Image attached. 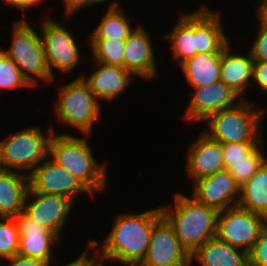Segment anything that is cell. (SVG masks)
<instances>
[{
	"instance_id": "cell-1",
	"label": "cell",
	"mask_w": 267,
	"mask_h": 266,
	"mask_svg": "<svg viewBox=\"0 0 267 266\" xmlns=\"http://www.w3.org/2000/svg\"><path fill=\"white\" fill-rule=\"evenodd\" d=\"M220 13L203 4L200 10L183 13L165 39L172 41L173 57L180 65L197 53L222 52L229 44L222 29Z\"/></svg>"
},
{
	"instance_id": "cell-2",
	"label": "cell",
	"mask_w": 267,
	"mask_h": 266,
	"mask_svg": "<svg viewBox=\"0 0 267 266\" xmlns=\"http://www.w3.org/2000/svg\"><path fill=\"white\" fill-rule=\"evenodd\" d=\"M162 217L161 207L139 214H117L104 248L99 252L102 262L111 259L125 265L140 264L149 247L152 229Z\"/></svg>"
},
{
	"instance_id": "cell-3",
	"label": "cell",
	"mask_w": 267,
	"mask_h": 266,
	"mask_svg": "<svg viewBox=\"0 0 267 266\" xmlns=\"http://www.w3.org/2000/svg\"><path fill=\"white\" fill-rule=\"evenodd\" d=\"M175 207H161L173 226L181 246L191 256L201 245L216 236L219 211L181 193L175 194ZM170 213V211H172Z\"/></svg>"
},
{
	"instance_id": "cell-4",
	"label": "cell",
	"mask_w": 267,
	"mask_h": 266,
	"mask_svg": "<svg viewBox=\"0 0 267 266\" xmlns=\"http://www.w3.org/2000/svg\"><path fill=\"white\" fill-rule=\"evenodd\" d=\"M86 137L79 138L69 134L51 136L49 157L69 171L94 195L106 187V164H97Z\"/></svg>"
},
{
	"instance_id": "cell-5",
	"label": "cell",
	"mask_w": 267,
	"mask_h": 266,
	"mask_svg": "<svg viewBox=\"0 0 267 266\" xmlns=\"http://www.w3.org/2000/svg\"><path fill=\"white\" fill-rule=\"evenodd\" d=\"M238 102L233 107L211 114L204 121L210 127L204 133L220 143L262 142L260 122L266 111L256 109L254 103L245 99Z\"/></svg>"
},
{
	"instance_id": "cell-6",
	"label": "cell",
	"mask_w": 267,
	"mask_h": 266,
	"mask_svg": "<svg viewBox=\"0 0 267 266\" xmlns=\"http://www.w3.org/2000/svg\"><path fill=\"white\" fill-rule=\"evenodd\" d=\"M55 128H49L46 137L39 127L26 128L0 141V162L4 170L33 171L49 157V143ZM13 168V169H12Z\"/></svg>"
},
{
	"instance_id": "cell-7",
	"label": "cell",
	"mask_w": 267,
	"mask_h": 266,
	"mask_svg": "<svg viewBox=\"0 0 267 266\" xmlns=\"http://www.w3.org/2000/svg\"><path fill=\"white\" fill-rule=\"evenodd\" d=\"M12 40L10 48L3 51L16 64L27 81L36 86L37 78L31 76L35 75L51 82L54 77L49 73L42 36L37 35L25 18L15 23Z\"/></svg>"
},
{
	"instance_id": "cell-8",
	"label": "cell",
	"mask_w": 267,
	"mask_h": 266,
	"mask_svg": "<svg viewBox=\"0 0 267 266\" xmlns=\"http://www.w3.org/2000/svg\"><path fill=\"white\" fill-rule=\"evenodd\" d=\"M60 88L56 102L58 118L89 136L94 120L99 119V100L81 76Z\"/></svg>"
},
{
	"instance_id": "cell-9",
	"label": "cell",
	"mask_w": 267,
	"mask_h": 266,
	"mask_svg": "<svg viewBox=\"0 0 267 266\" xmlns=\"http://www.w3.org/2000/svg\"><path fill=\"white\" fill-rule=\"evenodd\" d=\"M266 222L263 216L238 205L229 207L219 211L216 236L231 246L243 248L249 253Z\"/></svg>"
},
{
	"instance_id": "cell-10",
	"label": "cell",
	"mask_w": 267,
	"mask_h": 266,
	"mask_svg": "<svg viewBox=\"0 0 267 266\" xmlns=\"http://www.w3.org/2000/svg\"><path fill=\"white\" fill-rule=\"evenodd\" d=\"M42 26V41L50 75L54 77L52 67L64 73L70 72L81 57L72 34L53 20L46 19Z\"/></svg>"
},
{
	"instance_id": "cell-11",
	"label": "cell",
	"mask_w": 267,
	"mask_h": 266,
	"mask_svg": "<svg viewBox=\"0 0 267 266\" xmlns=\"http://www.w3.org/2000/svg\"><path fill=\"white\" fill-rule=\"evenodd\" d=\"M49 159V160H48ZM46 158L29 176V187L36 192L63 195L72 201L79 192H89L79 179L59 166L53 159ZM46 161V162H45Z\"/></svg>"
},
{
	"instance_id": "cell-12",
	"label": "cell",
	"mask_w": 267,
	"mask_h": 266,
	"mask_svg": "<svg viewBox=\"0 0 267 266\" xmlns=\"http://www.w3.org/2000/svg\"><path fill=\"white\" fill-rule=\"evenodd\" d=\"M190 255L181 246L173 226L163 216L153 227L142 266H179Z\"/></svg>"
},
{
	"instance_id": "cell-13",
	"label": "cell",
	"mask_w": 267,
	"mask_h": 266,
	"mask_svg": "<svg viewBox=\"0 0 267 266\" xmlns=\"http://www.w3.org/2000/svg\"><path fill=\"white\" fill-rule=\"evenodd\" d=\"M29 195L35 200L26 203ZM73 201L63 195L45 194L28 189L23 214L58 237L61 234Z\"/></svg>"
},
{
	"instance_id": "cell-14",
	"label": "cell",
	"mask_w": 267,
	"mask_h": 266,
	"mask_svg": "<svg viewBox=\"0 0 267 266\" xmlns=\"http://www.w3.org/2000/svg\"><path fill=\"white\" fill-rule=\"evenodd\" d=\"M193 184L192 197L197 202L213 207L218 211L227 209L229 204L231 205L230 207L238 205L240 185L226 169L200 178L194 181Z\"/></svg>"
},
{
	"instance_id": "cell-15",
	"label": "cell",
	"mask_w": 267,
	"mask_h": 266,
	"mask_svg": "<svg viewBox=\"0 0 267 266\" xmlns=\"http://www.w3.org/2000/svg\"><path fill=\"white\" fill-rule=\"evenodd\" d=\"M194 89L184 119L195 122L205 121L211 114L235 106L239 97L222 80Z\"/></svg>"
},
{
	"instance_id": "cell-16",
	"label": "cell",
	"mask_w": 267,
	"mask_h": 266,
	"mask_svg": "<svg viewBox=\"0 0 267 266\" xmlns=\"http://www.w3.org/2000/svg\"><path fill=\"white\" fill-rule=\"evenodd\" d=\"M186 170L194 181L225 170L222 143L202 132L188 149Z\"/></svg>"
},
{
	"instance_id": "cell-17",
	"label": "cell",
	"mask_w": 267,
	"mask_h": 266,
	"mask_svg": "<svg viewBox=\"0 0 267 266\" xmlns=\"http://www.w3.org/2000/svg\"><path fill=\"white\" fill-rule=\"evenodd\" d=\"M20 235L17 254L42 260L50 265L51 246L59 237L27 218L23 213L14 217Z\"/></svg>"
},
{
	"instance_id": "cell-18",
	"label": "cell",
	"mask_w": 267,
	"mask_h": 266,
	"mask_svg": "<svg viewBox=\"0 0 267 266\" xmlns=\"http://www.w3.org/2000/svg\"><path fill=\"white\" fill-rule=\"evenodd\" d=\"M154 59L150 36L139 25L125 40L124 68L135 76L150 79L157 69Z\"/></svg>"
},
{
	"instance_id": "cell-19",
	"label": "cell",
	"mask_w": 267,
	"mask_h": 266,
	"mask_svg": "<svg viewBox=\"0 0 267 266\" xmlns=\"http://www.w3.org/2000/svg\"><path fill=\"white\" fill-rule=\"evenodd\" d=\"M97 69L88 78L83 80L97 99L112 100L116 98L131 82L132 73L124 67L106 65L96 62Z\"/></svg>"
},
{
	"instance_id": "cell-20",
	"label": "cell",
	"mask_w": 267,
	"mask_h": 266,
	"mask_svg": "<svg viewBox=\"0 0 267 266\" xmlns=\"http://www.w3.org/2000/svg\"><path fill=\"white\" fill-rule=\"evenodd\" d=\"M29 189V176L16 171L0 173V217H17L23 213Z\"/></svg>"
},
{
	"instance_id": "cell-21",
	"label": "cell",
	"mask_w": 267,
	"mask_h": 266,
	"mask_svg": "<svg viewBox=\"0 0 267 266\" xmlns=\"http://www.w3.org/2000/svg\"><path fill=\"white\" fill-rule=\"evenodd\" d=\"M220 240L217 236L201 245L190 257L201 266H249L248 253Z\"/></svg>"
},
{
	"instance_id": "cell-22",
	"label": "cell",
	"mask_w": 267,
	"mask_h": 266,
	"mask_svg": "<svg viewBox=\"0 0 267 266\" xmlns=\"http://www.w3.org/2000/svg\"><path fill=\"white\" fill-rule=\"evenodd\" d=\"M228 44L221 53L220 80L231 88L240 99L244 90L250 85V78H253L254 60L248 52L247 56L230 54ZM229 50V51H228Z\"/></svg>"
},
{
	"instance_id": "cell-23",
	"label": "cell",
	"mask_w": 267,
	"mask_h": 266,
	"mask_svg": "<svg viewBox=\"0 0 267 266\" xmlns=\"http://www.w3.org/2000/svg\"><path fill=\"white\" fill-rule=\"evenodd\" d=\"M222 52L197 53L180 65L190 86L200 87L220 80Z\"/></svg>"
},
{
	"instance_id": "cell-24",
	"label": "cell",
	"mask_w": 267,
	"mask_h": 266,
	"mask_svg": "<svg viewBox=\"0 0 267 266\" xmlns=\"http://www.w3.org/2000/svg\"><path fill=\"white\" fill-rule=\"evenodd\" d=\"M238 206L267 220V160L242 186Z\"/></svg>"
},
{
	"instance_id": "cell-25",
	"label": "cell",
	"mask_w": 267,
	"mask_h": 266,
	"mask_svg": "<svg viewBox=\"0 0 267 266\" xmlns=\"http://www.w3.org/2000/svg\"><path fill=\"white\" fill-rule=\"evenodd\" d=\"M118 7L117 2H112L89 39L126 40L131 35L134 29L130 26L125 14L121 12L122 9L119 10Z\"/></svg>"
},
{
	"instance_id": "cell-26",
	"label": "cell",
	"mask_w": 267,
	"mask_h": 266,
	"mask_svg": "<svg viewBox=\"0 0 267 266\" xmlns=\"http://www.w3.org/2000/svg\"><path fill=\"white\" fill-rule=\"evenodd\" d=\"M94 59L106 65L124 67L125 40L89 39Z\"/></svg>"
},
{
	"instance_id": "cell-27",
	"label": "cell",
	"mask_w": 267,
	"mask_h": 266,
	"mask_svg": "<svg viewBox=\"0 0 267 266\" xmlns=\"http://www.w3.org/2000/svg\"><path fill=\"white\" fill-rule=\"evenodd\" d=\"M259 146L262 147L258 145L246 156V160L230 161V166L226 169L240 186L247 182L267 160L263 157Z\"/></svg>"
},
{
	"instance_id": "cell-28",
	"label": "cell",
	"mask_w": 267,
	"mask_h": 266,
	"mask_svg": "<svg viewBox=\"0 0 267 266\" xmlns=\"http://www.w3.org/2000/svg\"><path fill=\"white\" fill-rule=\"evenodd\" d=\"M0 220V257L8 259L17 254L20 235L15 218L2 217Z\"/></svg>"
},
{
	"instance_id": "cell-29",
	"label": "cell",
	"mask_w": 267,
	"mask_h": 266,
	"mask_svg": "<svg viewBox=\"0 0 267 266\" xmlns=\"http://www.w3.org/2000/svg\"><path fill=\"white\" fill-rule=\"evenodd\" d=\"M33 86L27 81L16 64L0 50V89Z\"/></svg>"
},
{
	"instance_id": "cell-30",
	"label": "cell",
	"mask_w": 267,
	"mask_h": 266,
	"mask_svg": "<svg viewBox=\"0 0 267 266\" xmlns=\"http://www.w3.org/2000/svg\"><path fill=\"white\" fill-rule=\"evenodd\" d=\"M261 142H244V143H222V153L224 165L227 169L230 166V161L246 160L249 155Z\"/></svg>"
},
{
	"instance_id": "cell-31",
	"label": "cell",
	"mask_w": 267,
	"mask_h": 266,
	"mask_svg": "<svg viewBox=\"0 0 267 266\" xmlns=\"http://www.w3.org/2000/svg\"><path fill=\"white\" fill-rule=\"evenodd\" d=\"M248 257L249 266H267V222L261 228Z\"/></svg>"
},
{
	"instance_id": "cell-32",
	"label": "cell",
	"mask_w": 267,
	"mask_h": 266,
	"mask_svg": "<svg viewBox=\"0 0 267 266\" xmlns=\"http://www.w3.org/2000/svg\"><path fill=\"white\" fill-rule=\"evenodd\" d=\"M258 36L250 50L254 61H267V22L260 20Z\"/></svg>"
},
{
	"instance_id": "cell-33",
	"label": "cell",
	"mask_w": 267,
	"mask_h": 266,
	"mask_svg": "<svg viewBox=\"0 0 267 266\" xmlns=\"http://www.w3.org/2000/svg\"><path fill=\"white\" fill-rule=\"evenodd\" d=\"M252 79L262 90L267 91V61H254Z\"/></svg>"
},
{
	"instance_id": "cell-34",
	"label": "cell",
	"mask_w": 267,
	"mask_h": 266,
	"mask_svg": "<svg viewBox=\"0 0 267 266\" xmlns=\"http://www.w3.org/2000/svg\"><path fill=\"white\" fill-rule=\"evenodd\" d=\"M65 5V13L67 15H73L76 14L77 11H79L82 8H85L86 6L93 4H99L103 3V0H63Z\"/></svg>"
},
{
	"instance_id": "cell-35",
	"label": "cell",
	"mask_w": 267,
	"mask_h": 266,
	"mask_svg": "<svg viewBox=\"0 0 267 266\" xmlns=\"http://www.w3.org/2000/svg\"><path fill=\"white\" fill-rule=\"evenodd\" d=\"M7 260H10V264L8 266H50L48 263L42 260L24 257L19 254H16Z\"/></svg>"
},
{
	"instance_id": "cell-36",
	"label": "cell",
	"mask_w": 267,
	"mask_h": 266,
	"mask_svg": "<svg viewBox=\"0 0 267 266\" xmlns=\"http://www.w3.org/2000/svg\"><path fill=\"white\" fill-rule=\"evenodd\" d=\"M88 251L86 250L81 254L78 259L72 261L71 263L65 266H103L102 259L100 255L97 253L94 257H88Z\"/></svg>"
},
{
	"instance_id": "cell-37",
	"label": "cell",
	"mask_w": 267,
	"mask_h": 266,
	"mask_svg": "<svg viewBox=\"0 0 267 266\" xmlns=\"http://www.w3.org/2000/svg\"><path fill=\"white\" fill-rule=\"evenodd\" d=\"M6 3L12 7H16L18 9H28L32 6H35L37 3L41 2L42 0H5Z\"/></svg>"
},
{
	"instance_id": "cell-38",
	"label": "cell",
	"mask_w": 267,
	"mask_h": 266,
	"mask_svg": "<svg viewBox=\"0 0 267 266\" xmlns=\"http://www.w3.org/2000/svg\"><path fill=\"white\" fill-rule=\"evenodd\" d=\"M259 20L267 22V0H262L257 9Z\"/></svg>"
},
{
	"instance_id": "cell-39",
	"label": "cell",
	"mask_w": 267,
	"mask_h": 266,
	"mask_svg": "<svg viewBox=\"0 0 267 266\" xmlns=\"http://www.w3.org/2000/svg\"><path fill=\"white\" fill-rule=\"evenodd\" d=\"M193 262V260L191 259V257L184 263V264H181L179 266H191V263Z\"/></svg>"
},
{
	"instance_id": "cell-40",
	"label": "cell",
	"mask_w": 267,
	"mask_h": 266,
	"mask_svg": "<svg viewBox=\"0 0 267 266\" xmlns=\"http://www.w3.org/2000/svg\"><path fill=\"white\" fill-rule=\"evenodd\" d=\"M125 266H142L141 264H129V265H125Z\"/></svg>"
},
{
	"instance_id": "cell-41",
	"label": "cell",
	"mask_w": 267,
	"mask_h": 266,
	"mask_svg": "<svg viewBox=\"0 0 267 266\" xmlns=\"http://www.w3.org/2000/svg\"><path fill=\"white\" fill-rule=\"evenodd\" d=\"M3 170H4V169H3L2 164H1V162H0V173H1Z\"/></svg>"
}]
</instances>
